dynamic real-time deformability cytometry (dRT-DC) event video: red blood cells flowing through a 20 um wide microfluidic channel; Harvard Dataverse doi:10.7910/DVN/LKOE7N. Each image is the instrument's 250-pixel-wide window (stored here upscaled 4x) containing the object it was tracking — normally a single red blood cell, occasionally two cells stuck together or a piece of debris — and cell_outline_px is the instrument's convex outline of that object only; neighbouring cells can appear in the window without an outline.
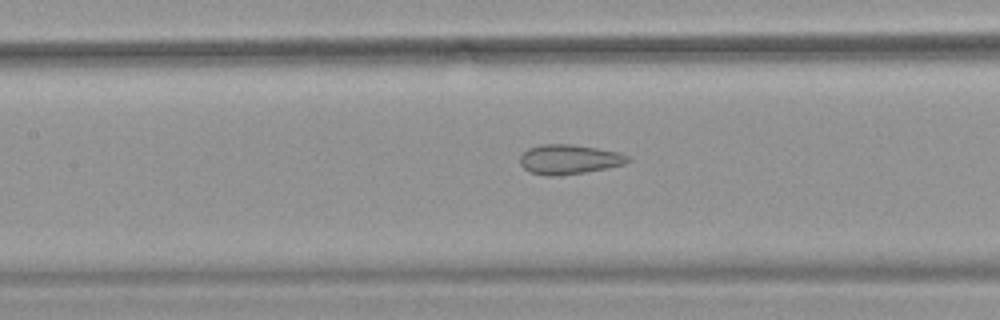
{"species": "common noctule bat (a hibernating species)", "species_latin": "Nyctalus noctula", "temperature_condition": "warm", "stored_images_in_passage": 24, "camera_frame_rate_fps": 3000, "um_per_image_px": 0.085, "animal": {"sex": "female", "body_mass_g": 18.4}, "frame": {"image": 1, "passage_image": 24, "time_ms": 7.667, "image_size_px": [1000, 320], "cell_outline_px": [[632, 160], [624, 164], [584, 172], [556, 176], [548, 176], [532, 172], [524, 168], [520, 164], [520, 156], [528, 148], [540, 144], [572, 144], [620, 152], [628, 156]], "centroid_in_image_um": [48.37, 13.53], "position_along_channel_um": 159.0, "area_um2": 18.5}}